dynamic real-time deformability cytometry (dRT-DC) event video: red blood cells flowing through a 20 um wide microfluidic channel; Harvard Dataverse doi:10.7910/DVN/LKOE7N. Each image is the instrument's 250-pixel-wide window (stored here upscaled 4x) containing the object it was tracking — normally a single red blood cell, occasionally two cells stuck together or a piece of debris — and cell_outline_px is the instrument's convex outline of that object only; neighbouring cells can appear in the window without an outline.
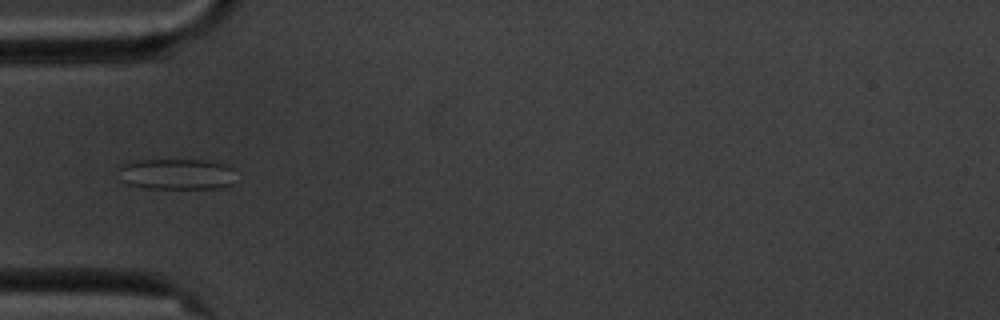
{"species": "common noctule bat (a hibernating species)", "species_latin": "Nyctalus noctula", "temperature_condition": "cold", "stored_images_in_passage": 10, "camera_frame_rate_fps": 3000, "um_per_image_px": 0.085, "animal": {"sex": "male", "body_mass_g": 20.1, "forearm_length_mm": 53.5}, "frame": {"image": 1, "passage_image": 4, "time_ms": 3.333, "image_size_px": [1000, 320], "cell_outline_px": [[240, 180], [232, 184], [220, 188], [148, 188], [128, 184], [120, 180], [116, 168], [120, 164], [136, 160], [208, 160], [224, 164], [232, 168]], "centroid_in_image_um": [15.03, 14.79], "position_along_channel_um": 70.0, "area_um2": 21.73}}
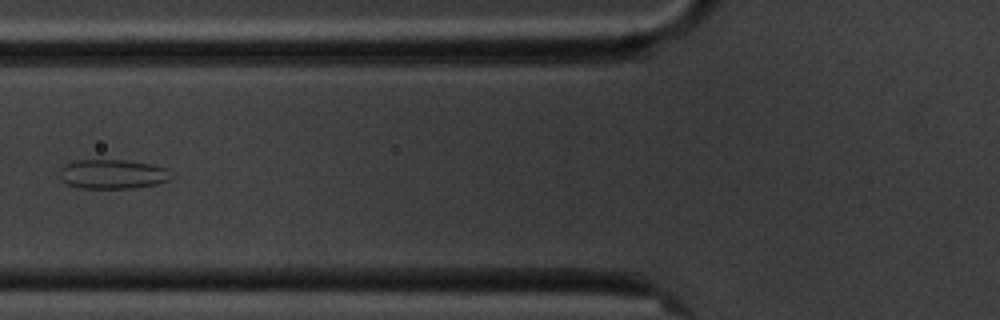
{"frame": {"image": 2, "passage_image": 5, "time_ms": 4.667, "image_size_px": [1000, 320], "cell_outline_px": [[176, 176], [172, 180], [156, 184], [132, 188], [80, 188], [68, 184], [60, 180], [60, 168], [64, 164], [76, 160], [128, 160], [152, 164], [168, 168]], "centroid_in_image_um": [9.64, 14.79], "position_along_channel_um": 116.2, "area_um2": 19.54}}
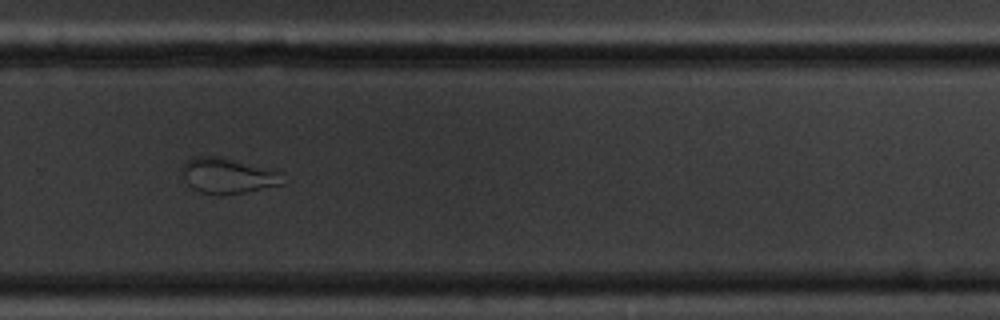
{"frame": {"image": 3, "passage_image": 10, "time_ms": 10.333, "image_size_px": [1000, 320], "cell_outline_px": [[288, 180], [284, 184], [248, 192], [216, 196], [200, 192], [192, 188], [188, 184], [180, 172], [180, 168], [192, 156], [220, 156], [280, 172]], "centroid_in_image_um": [19.36, 14.95], "position_along_channel_um": 310.4, "area_um2": 21.21}}